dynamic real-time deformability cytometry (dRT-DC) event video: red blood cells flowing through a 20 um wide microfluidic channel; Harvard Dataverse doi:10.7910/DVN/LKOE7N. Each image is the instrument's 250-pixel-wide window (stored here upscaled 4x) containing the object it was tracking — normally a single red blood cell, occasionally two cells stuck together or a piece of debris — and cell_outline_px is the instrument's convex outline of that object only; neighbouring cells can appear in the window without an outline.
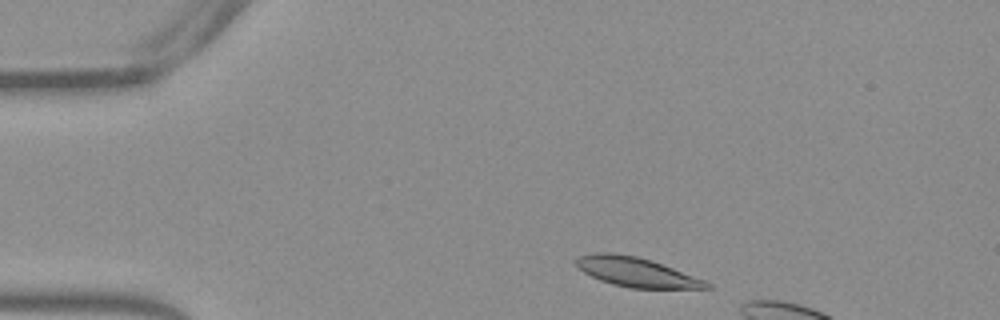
{"species": "Egyptian fruit bat (a non-hibernating species)", "species_latin": "Rousettus aegyptiacus", "temperature_condition": "warm", "stored_images_in_passage": 7, "camera_frame_rate_fps": 3000, "um_per_image_px": 0.085, "frame": {"image": 1, "passage_image": 1, "time_ms": 0.0, "image_size_px": [1000, 320], "cell_outline_px": [[712, 288], [632, 288], [612, 284], [600, 280], [584, 272], [576, 264], [576, 256], [596, 252], [616, 252], [636, 256], [652, 260], [704, 280], [712, 284]], "centroid_in_image_um": [54.06, 23.11], "position_along_channel_um": 30.9, "area_um2": 22.25}}